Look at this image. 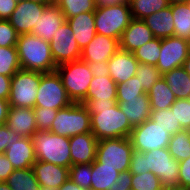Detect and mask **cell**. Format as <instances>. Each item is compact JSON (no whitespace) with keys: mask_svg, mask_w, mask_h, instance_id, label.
Segmentation results:
<instances>
[{"mask_svg":"<svg viewBox=\"0 0 190 190\" xmlns=\"http://www.w3.org/2000/svg\"><path fill=\"white\" fill-rule=\"evenodd\" d=\"M127 3H129V0H95L96 8L110 7Z\"/></svg>","mask_w":190,"mask_h":190,"instance_id":"obj_54","label":"cell"},{"mask_svg":"<svg viewBox=\"0 0 190 190\" xmlns=\"http://www.w3.org/2000/svg\"><path fill=\"white\" fill-rule=\"evenodd\" d=\"M92 175L91 164H75L69 168V178L80 187L90 190Z\"/></svg>","mask_w":190,"mask_h":190,"instance_id":"obj_41","label":"cell"},{"mask_svg":"<svg viewBox=\"0 0 190 190\" xmlns=\"http://www.w3.org/2000/svg\"><path fill=\"white\" fill-rule=\"evenodd\" d=\"M160 179L152 172L132 174L131 190H160Z\"/></svg>","mask_w":190,"mask_h":190,"instance_id":"obj_40","label":"cell"},{"mask_svg":"<svg viewBox=\"0 0 190 190\" xmlns=\"http://www.w3.org/2000/svg\"><path fill=\"white\" fill-rule=\"evenodd\" d=\"M174 36L190 40V7L188 3L172 5Z\"/></svg>","mask_w":190,"mask_h":190,"instance_id":"obj_31","label":"cell"},{"mask_svg":"<svg viewBox=\"0 0 190 190\" xmlns=\"http://www.w3.org/2000/svg\"><path fill=\"white\" fill-rule=\"evenodd\" d=\"M0 190H12V188L5 181H0Z\"/></svg>","mask_w":190,"mask_h":190,"instance_id":"obj_58","label":"cell"},{"mask_svg":"<svg viewBox=\"0 0 190 190\" xmlns=\"http://www.w3.org/2000/svg\"><path fill=\"white\" fill-rule=\"evenodd\" d=\"M167 148L172 157L179 162L190 157V138L188 130H182L172 135Z\"/></svg>","mask_w":190,"mask_h":190,"instance_id":"obj_33","label":"cell"},{"mask_svg":"<svg viewBox=\"0 0 190 190\" xmlns=\"http://www.w3.org/2000/svg\"><path fill=\"white\" fill-rule=\"evenodd\" d=\"M183 67L185 68L187 74L190 76V56H188L185 60Z\"/></svg>","mask_w":190,"mask_h":190,"instance_id":"obj_57","label":"cell"},{"mask_svg":"<svg viewBox=\"0 0 190 190\" xmlns=\"http://www.w3.org/2000/svg\"><path fill=\"white\" fill-rule=\"evenodd\" d=\"M91 114V132L97 140L129 137L133 127L117 100H82Z\"/></svg>","mask_w":190,"mask_h":190,"instance_id":"obj_1","label":"cell"},{"mask_svg":"<svg viewBox=\"0 0 190 190\" xmlns=\"http://www.w3.org/2000/svg\"><path fill=\"white\" fill-rule=\"evenodd\" d=\"M188 0H168L169 5L187 3Z\"/></svg>","mask_w":190,"mask_h":190,"instance_id":"obj_59","label":"cell"},{"mask_svg":"<svg viewBox=\"0 0 190 190\" xmlns=\"http://www.w3.org/2000/svg\"><path fill=\"white\" fill-rule=\"evenodd\" d=\"M59 190H86L74 183L70 178L59 188Z\"/></svg>","mask_w":190,"mask_h":190,"instance_id":"obj_55","label":"cell"},{"mask_svg":"<svg viewBox=\"0 0 190 190\" xmlns=\"http://www.w3.org/2000/svg\"><path fill=\"white\" fill-rule=\"evenodd\" d=\"M10 104L8 100L0 98V125L6 124Z\"/></svg>","mask_w":190,"mask_h":190,"instance_id":"obj_53","label":"cell"},{"mask_svg":"<svg viewBox=\"0 0 190 190\" xmlns=\"http://www.w3.org/2000/svg\"><path fill=\"white\" fill-rule=\"evenodd\" d=\"M19 0H0V19L8 20Z\"/></svg>","mask_w":190,"mask_h":190,"instance_id":"obj_49","label":"cell"},{"mask_svg":"<svg viewBox=\"0 0 190 190\" xmlns=\"http://www.w3.org/2000/svg\"><path fill=\"white\" fill-rule=\"evenodd\" d=\"M132 127L141 125L150 119L151 109L148 94L137 96V99L117 101Z\"/></svg>","mask_w":190,"mask_h":190,"instance_id":"obj_24","label":"cell"},{"mask_svg":"<svg viewBox=\"0 0 190 190\" xmlns=\"http://www.w3.org/2000/svg\"><path fill=\"white\" fill-rule=\"evenodd\" d=\"M119 50V40L96 33L93 40L81 50L85 62H108Z\"/></svg>","mask_w":190,"mask_h":190,"instance_id":"obj_15","label":"cell"},{"mask_svg":"<svg viewBox=\"0 0 190 190\" xmlns=\"http://www.w3.org/2000/svg\"><path fill=\"white\" fill-rule=\"evenodd\" d=\"M47 5L19 0L8 21L19 35L32 32Z\"/></svg>","mask_w":190,"mask_h":190,"instance_id":"obj_14","label":"cell"},{"mask_svg":"<svg viewBox=\"0 0 190 190\" xmlns=\"http://www.w3.org/2000/svg\"><path fill=\"white\" fill-rule=\"evenodd\" d=\"M147 94L151 110L168 109L176 101V97L163 77L151 87Z\"/></svg>","mask_w":190,"mask_h":190,"instance_id":"obj_28","label":"cell"},{"mask_svg":"<svg viewBox=\"0 0 190 190\" xmlns=\"http://www.w3.org/2000/svg\"><path fill=\"white\" fill-rule=\"evenodd\" d=\"M132 173L128 171L120 172L118 179L109 190H131Z\"/></svg>","mask_w":190,"mask_h":190,"instance_id":"obj_48","label":"cell"},{"mask_svg":"<svg viewBox=\"0 0 190 190\" xmlns=\"http://www.w3.org/2000/svg\"><path fill=\"white\" fill-rule=\"evenodd\" d=\"M155 37L142 19L132 18L119 40V49L134 52Z\"/></svg>","mask_w":190,"mask_h":190,"instance_id":"obj_17","label":"cell"},{"mask_svg":"<svg viewBox=\"0 0 190 190\" xmlns=\"http://www.w3.org/2000/svg\"><path fill=\"white\" fill-rule=\"evenodd\" d=\"M50 48L53 60L57 66L78 60L81 57V49L67 21L54 34L50 41Z\"/></svg>","mask_w":190,"mask_h":190,"instance_id":"obj_12","label":"cell"},{"mask_svg":"<svg viewBox=\"0 0 190 190\" xmlns=\"http://www.w3.org/2000/svg\"><path fill=\"white\" fill-rule=\"evenodd\" d=\"M176 99H190V76L183 66L162 75Z\"/></svg>","mask_w":190,"mask_h":190,"instance_id":"obj_27","label":"cell"},{"mask_svg":"<svg viewBox=\"0 0 190 190\" xmlns=\"http://www.w3.org/2000/svg\"><path fill=\"white\" fill-rule=\"evenodd\" d=\"M142 20L152 31L155 38L164 39L174 36L172 5L160 10L159 12L149 15Z\"/></svg>","mask_w":190,"mask_h":190,"instance_id":"obj_25","label":"cell"},{"mask_svg":"<svg viewBox=\"0 0 190 190\" xmlns=\"http://www.w3.org/2000/svg\"><path fill=\"white\" fill-rule=\"evenodd\" d=\"M171 136L166 129L148 119L141 125L133 127L129 138L134 150L148 152L154 149L167 148Z\"/></svg>","mask_w":190,"mask_h":190,"instance_id":"obj_10","label":"cell"},{"mask_svg":"<svg viewBox=\"0 0 190 190\" xmlns=\"http://www.w3.org/2000/svg\"><path fill=\"white\" fill-rule=\"evenodd\" d=\"M19 34L8 20L0 19V47H16Z\"/></svg>","mask_w":190,"mask_h":190,"instance_id":"obj_44","label":"cell"},{"mask_svg":"<svg viewBox=\"0 0 190 190\" xmlns=\"http://www.w3.org/2000/svg\"><path fill=\"white\" fill-rule=\"evenodd\" d=\"M150 119L155 121L162 128L166 129L171 135L184 130L170 108L151 110Z\"/></svg>","mask_w":190,"mask_h":190,"instance_id":"obj_37","label":"cell"},{"mask_svg":"<svg viewBox=\"0 0 190 190\" xmlns=\"http://www.w3.org/2000/svg\"><path fill=\"white\" fill-rule=\"evenodd\" d=\"M27 1L39 3V4H43V5H51V4L55 3V0H27Z\"/></svg>","mask_w":190,"mask_h":190,"instance_id":"obj_56","label":"cell"},{"mask_svg":"<svg viewBox=\"0 0 190 190\" xmlns=\"http://www.w3.org/2000/svg\"><path fill=\"white\" fill-rule=\"evenodd\" d=\"M184 130L190 129V99H176L170 107Z\"/></svg>","mask_w":190,"mask_h":190,"instance_id":"obj_42","label":"cell"},{"mask_svg":"<svg viewBox=\"0 0 190 190\" xmlns=\"http://www.w3.org/2000/svg\"><path fill=\"white\" fill-rule=\"evenodd\" d=\"M31 139L36 160L71 167L69 137L41 130Z\"/></svg>","mask_w":190,"mask_h":190,"instance_id":"obj_3","label":"cell"},{"mask_svg":"<svg viewBox=\"0 0 190 190\" xmlns=\"http://www.w3.org/2000/svg\"><path fill=\"white\" fill-rule=\"evenodd\" d=\"M134 151L129 137L98 140L96 160L119 172L128 171Z\"/></svg>","mask_w":190,"mask_h":190,"instance_id":"obj_6","label":"cell"},{"mask_svg":"<svg viewBox=\"0 0 190 190\" xmlns=\"http://www.w3.org/2000/svg\"><path fill=\"white\" fill-rule=\"evenodd\" d=\"M146 94L135 76L126 82L117 84V101L137 99V96Z\"/></svg>","mask_w":190,"mask_h":190,"instance_id":"obj_39","label":"cell"},{"mask_svg":"<svg viewBox=\"0 0 190 190\" xmlns=\"http://www.w3.org/2000/svg\"><path fill=\"white\" fill-rule=\"evenodd\" d=\"M129 5L135 19H144L170 6L168 0H129Z\"/></svg>","mask_w":190,"mask_h":190,"instance_id":"obj_32","label":"cell"},{"mask_svg":"<svg viewBox=\"0 0 190 190\" xmlns=\"http://www.w3.org/2000/svg\"><path fill=\"white\" fill-rule=\"evenodd\" d=\"M72 103L57 71L43 73L37 90L35 107L60 110Z\"/></svg>","mask_w":190,"mask_h":190,"instance_id":"obj_9","label":"cell"},{"mask_svg":"<svg viewBox=\"0 0 190 190\" xmlns=\"http://www.w3.org/2000/svg\"><path fill=\"white\" fill-rule=\"evenodd\" d=\"M119 171L109 166H103L96 159L92 163L90 190H109L118 179Z\"/></svg>","mask_w":190,"mask_h":190,"instance_id":"obj_29","label":"cell"},{"mask_svg":"<svg viewBox=\"0 0 190 190\" xmlns=\"http://www.w3.org/2000/svg\"><path fill=\"white\" fill-rule=\"evenodd\" d=\"M40 186L60 188L69 178V168L49 162L36 160L32 165Z\"/></svg>","mask_w":190,"mask_h":190,"instance_id":"obj_21","label":"cell"},{"mask_svg":"<svg viewBox=\"0 0 190 190\" xmlns=\"http://www.w3.org/2000/svg\"><path fill=\"white\" fill-rule=\"evenodd\" d=\"M129 171L132 174H143L150 172L147 169L145 152L134 150L131 155Z\"/></svg>","mask_w":190,"mask_h":190,"instance_id":"obj_45","label":"cell"},{"mask_svg":"<svg viewBox=\"0 0 190 190\" xmlns=\"http://www.w3.org/2000/svg\"><path fill=\"white\" fill-rule=\"evenodd\" d=\"M14 170L13 165L4 153H0V181H6Z\"/></svg>","mask_w":190,"mask_h":190,"instance_id":"obj_51","label":"cell"},{"mask_svg":"<svg viewBox=\"0 0 190 190\" xmlns=\"http://www.w3.org/2000/svg\"><path fill=\"white\" fill-rule=\"evenodd\" d=\"M66 21L73 30L77 44L83 50L95 37V17L94 12H85L77 16L67 18Z\"/></svg>","mask_w":190,"mask_h":190,"instance_id":"obj_23","label":"cell"},{"mask_svg":"<svg viewBox=\"0 0 190 190\" xmlns=\"http://www.w3.org/2000/svg\"><path fill=\"white\" fill-rule=\"evenodd\" d=\"M42 72L18 70L11 77V89L8 102L10 107H35L37 90Z\"/></svg>","mask_w":190,"mask_h":190,"instance_id":"obj_8","label":"cell"},{"mask_svg":"<svg viewBox=\"0 0 190 190\" xmlns=\"http://www.w3.org/2000/svg\"><path fill=\"white\" fill-rule=\"evenodd\" d=\"M4 154L14 169L31 168L36 162L31 138L23 137L14 143H8Z\"/></svg>","mask_w":190,"mask_h":190,"instance_id":"obj_22","label":"cell"},{"mask_svg":"<svg viewBox=\"0 0 190 190\" xmlns=\"http://www.w3.org/2000/svg\"><path fill=\"white\" fill-rule=\"evenodd\" d=\"M36 127L38 131H49L58 110L43 107H34Z\"/></svg>","mask_w":190,"mask_h":190,"instance_id":"obj_43","label":"cell"},{"mask_svg":"<svg viewBox=\"0 0 190 190\" xmlns=\"http://www.w3.org/2000/svg\"><path fill=\"white\" fill-rule=\"evenodd\" d=\"M20 69L17 47H0V75L12 77Z\"/></svg>","mask_w":190,"mask_h":190,"instance_id":"obj_36","label":"cell"},{"mask_svg":"<svg viewBox=\"0 0 190 190\" xmlns=\"http://www.w3.org/2000/svg\"><path fill=\"white\" fill-rule=\"evenodd\" d=\"M39 190H59V188L40 186Z\"/></svg>","mask_w":190,"mask_h":190,"instance_id":"obj_60","label":"cell"},{"mask_svg":"<svg viewBox=\"0 0 190 190\" xmlns=\"http://www.w3.org/2000/svg\"><path fill=\"white\" fill-rule=\"evenodd\" d=\"M49 131L69 138L91 132V114L84 104L72 103L57 111Z\"/></svg>","mask_w":190,"mask_h":190,"instance_id":"obj_5","label":"cell"},{"mask_svg":"<svg viewBox=\"0 0 190 190\" xmlns=\"http://www.w3.org/2000/svg\"><path fill=\"white\" fill-rule=\"evenodd\" d=\"M71 166L91 164L96 159L98 140L92 132L74 135L69 138Z\"/></svg>","mask_w":190,"mask_h":190,"instance_id":"obj_16","label":"cell"},{"mask_svg":"<svg viewBox=\"0 0 190 190\" xmlns=\"http://www.w3.org/2000/svg\"><path fill=\"white\" fill-rule=\"evenodd\" d=\"M188 57V41L176 36L161 39V53L156 64L163 75L184 65Z\"/></svg>","mask_w":190,"mask_h":190,"instance_id":"obj_13","label":"cell"},{"mask_svg":"<svg viewBox=\"0 0 190 190\" xmlns=\"http://www.w3.org/2000/svg\"><path fill=\"white\" fill-rule=\"evenodd\" d=\"M65 18H71L85 12H94L95 0H55Z\"/></svg>","mask_w":190,"mask_h":190,"instance_id":"obj_34","label":"cell"},{"mask_svg":"<svg viewBox=\"0 0 190 190\" xmlns=\"http://www.w3.org/2000/svg\"><path fill=\"white\" fill-rule=\"evenodd\" d=\"M117 100V84L110 76L93 77L83 100Z\"/></svg>","mask_w":190,"mask_h":190,"instance_id":"obj_26","label":"cell"},{"mask_svg":"<svg viewBox=\"0 0 190 190\" xmlns=\"http://www.w3.org/2000/svg\"><path fill=\"white\" fill-rule=\"evenodd\" d=\"M66 18L59 7L53 3L44 8L31 34L50 42L56 31L65 23Z\"/></svg>","mask_w":190,"mask_h":190,"instance_id":"obj_18","label":"cell"},{"mask_svg":"<svg viewBox=\"0 0 190 190\" xmlns=\"http://www.w3.org/2000/svg\"><path fill=\"white\" fill-rule=\"evenodd\" d=\"M132 53L139 63L156 66L161 53V39L154 38Z\"/></svg>","mask_w":190,"mask_h":190,"instance_id":"obj_35","label":"cell"},{"mask_svg":"<svg viewBox=\"0 0 190 190\" xmlns=\"http://www.w3.org/2000/svg\"><path fill=\"white\" fill-rule=\"evenodd\" d=\"M147 169L154 173L163 187L178 188L179 161L172 157L168 148L145 152Z\"/></svg>","mask_w":190,"mask_h":190,"instance_id":"obj_11","label":"cell"},{"mask_svg":"<svg viewBox=\"0 0 190 190\" xmlns=\"http://www.w3.org/2000/svg\"><path fill=\"white\" fill-rule=\"evenodd\" d=\"M93 77L109 76V66L107 62H86Z\"/></svg>","mask_w":190,"mask_h":190,"instance_id":"obj_50","label":"cell"},{"mask_svg":"<svg viewBox=\"0 0 190 190\" xmlns=\"http://www.w3.org/2000/svg\"><path fill=\"white\" fill-rule=\"evenodd\" d=\"M188 56H190V40H188Z\"/></svg>","mask_w":190,"mask_h":190,"instance_id":"obj_61","label":"cell"},{"mask_svg":"<svg viewBox=\"0 0 190 190\" xmlns=\"http://www.w3.org/2000/svg\"><path fill=\"white\" fill-rule=\"evenodd\" d=\"M21 138H23L22 135L11 131L6 124L0 125V153L5 152L8 143H14Z\"/></svg>","mask_w":190,"mask_h":190,"instance_id":"obj_46","label":"cell"},{"mask_svg":"<svg viewBox=\"0 0 190 190\" xmlns=\"http://www.w3.org/2000/svg\"><path fill=\"white\" fill-rule=\"evenodd\" d=\"M95 27L98 34L120 40L123 31L132 20L129 3L96 8Z\"/></svg>","mask_w":190,"mask_h":190,"instance_id":"obj_7","label":"cell"},{"mask_svg":"<svg viewBox=\"0 0 190 190\" xmlns=\"http://www.w3.org/2000/svg\"><path fill=\"white\" fill-rule=\"evenodd\" d=\"M5 182L12 190H39L40 188L32 167L14 169Z\"/></svg>","mask_w":190,"mask_h":190,"instance_id":"obj_30","label":"cell"},{"mask_svg":"<svg viewBox=\"0 0 190 190\" xmlns=\"http://www.w3.org/2000/svg\"><path fill=\"white\" fill-rule=\"evenodd\" d=\"M11 89V77L0 75V98L8 100Z\"/></svg>","mask_w":190,"mask_h":190,"instance_id":"obj_52","label":"cell"},{"mask_svg":"<svg viewBox=\"0 0 190 190\" xmlns=\"http://www.w3.org/2000/svg\"><path fill=\"white\" fill-rule=\"evenodd\" d=\"M17 51L21 69L49 73L56 71L50 42L31 33L19 35Z\"/></svg>","mask_w":190,"mask_h":190,"instance_id":"obj_2","label":"cell"},{"mask_svg":"<svg viewBox=\"0 0 190 190\" xmlns=\"http://www.w3.org/2000/svg\"><path fill=\"white\" fill-rule=\"evenodd\" d=\"M109 66V76L116 83L126 82L136 74L139 61L132 52L119 49L107 62Z\"/></svg>","mask_w":190,"mask_h":190,"instance_id":"obj_19","label":"cell"},{"mask_svg":"<svg viewBox=\"0 0 190 190\" xmlns=\"http://www.w3.org/2000/svg\"><path fill=\"white\" fill-rule=\"evenodd\" d=\"M6 125L11 131L27 138H32L38 131L34 110L30 107H10Z\"/></svg>","mask_w":190,"mask_h":190,"instance_id":"obj_20","label":"cell"},{"mask_svg":"<svg viewBox=\"0 0 190 190\" xmlns=\"http://www.w3.org/2000/svg\"><path fill=\"white\" fill-rule=\"evenodd\" d=\"M68 97L73 103H80L87 95L93 74L82 59L66 62L56 67Z\"/></svg>","mask_w":190,"mask_h":190,"instance_id":"obj_4","label":"cell"},{"mask_svg":"<svg viewBox=\"0 0 190 190\" xmlns=\"http://www.w3.org/2000/svg\"><path fill=\"white\" fill-rule=\"evenodd\" d=\"M160 190H171V187H162Z\"/></svg>","mask_w":190,"mask_h":190,"instance_id":"obj_62","label":"cell"},{"mask_svg":"<svg viewBox=\"0 0 190 190\" xmlns=\"http://www.w3.org/2000/svg\"><path fill=\"white\" fill-rule=\"evenodd\" d=\"M171 190H190V189H182V188H171Z\"/></svg>","mask_w":190,"mask_h":190,"instance_id":"obj_63","label":"cell"},{"mask_svg":"<svg viewBox=\"0 0 190 190\" xmlns=\"http://www.w3.org/2000/svg\"><path fill=\"white\" fill-rule=\"evenodd\" d=\"M178 188L190 189V157L179 162Z\"/></svg>","mask_w":190,"mask_h":190,"instance_id":"obj_47","label":"cell"},{"mask_svg":"<svg viewBox=\"0 0 190 190\" xmlns=\"http://www.w3.org/2000/svg\"><path fill=\"white\" fill-rule=\"evenodd\" d=\"M135 77L138 79L142 89L147 93L162 78V74L155 65L139 63Z\"/></svg>","mask_w":190,"mask_h":190,"instance_id":"obj_38","label":"cell"}]
</instances>
